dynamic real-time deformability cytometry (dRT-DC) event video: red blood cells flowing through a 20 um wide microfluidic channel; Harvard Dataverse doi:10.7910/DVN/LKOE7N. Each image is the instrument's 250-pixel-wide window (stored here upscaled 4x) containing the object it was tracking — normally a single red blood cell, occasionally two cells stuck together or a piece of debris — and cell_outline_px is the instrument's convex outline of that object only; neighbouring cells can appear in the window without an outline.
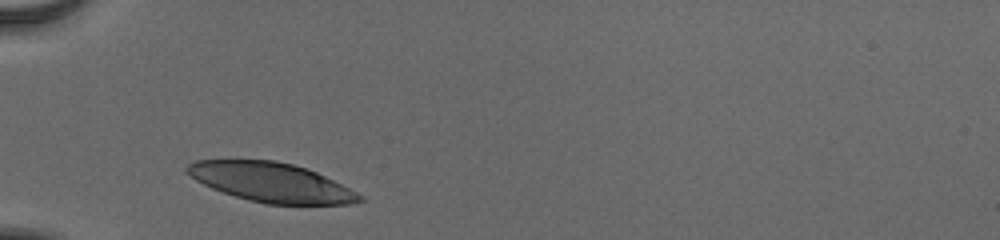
{"species": "human", "species_latin": "Homo sapiens", "temperature_condition": "cold", "stored_images_in_passage": 31, "camera_frame_rate_fps": 3000, "um_per_image_px": 0.085, "donor": {"sex": "male"}, "frame": {"image": 1, "passage_image": 1, "time_ms": 0.0, "image_size_px": [1000, 240], "cell_outline_px": [[364, 200], [348, 204], [268, 204], [248, 200], [212, 188], [196, 180], [184, 172], [184, 168], [188, 164], [196, 160], [276, 160], [292, 164], [316, 172], [364, 196]], "centroid_in_image_um": [23.01, 15.49], "position_along_channel_um": 62.0, "area_um2": 39.13}}
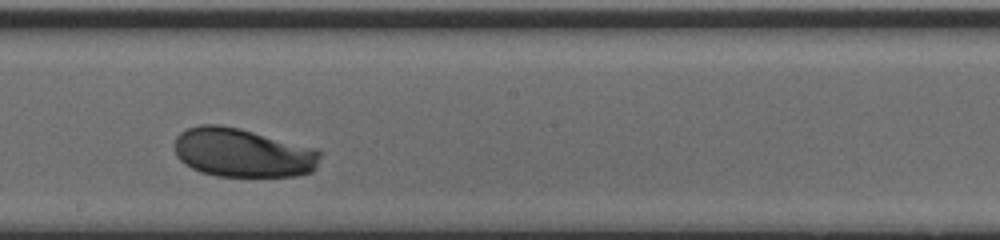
{"frame": {"image": 2, "passage_image": 15, "time_ms": 4.667, "image_size_px": [1000, 240], "cell_outline_px": [[320, 156], [316, 168], [312, 172], [296, 176], [216, 176], [200, 172], [184, 164], [176, 156], [176, 136], [180, 132], [188, 128], [200, 124], [220, 124], [240, 128], [316, 148], [320, 152]], "centroid_in_image_um": [20.62, 12.98], "position_along_channel_um": 227.6, "area_um2": 41.67}}
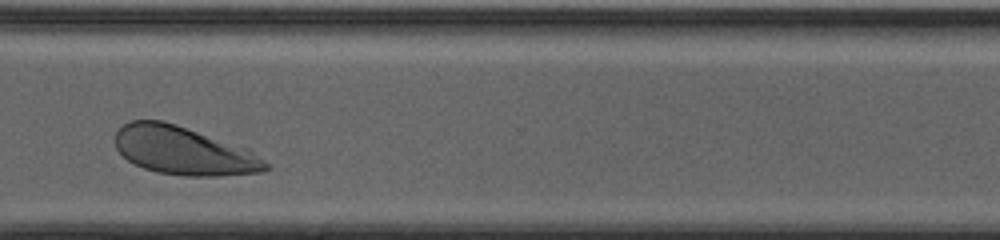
{"frame": {"image": 3, "passage_image": 25, "time_ms": 8.0, "image_size_px": [1000, 240], "cell_outline_px": [[272, 168], [264, 172], [216, 176], [184, 176], [156, 172], [144, 168], [128, 160], [116, 148], [116, 132], [124, 124], [132, 120], [160, 120], [176, 124], [248, 148], [264, 160]], "centroid_in_image_um": [15.65, 12.82], "position_along_channel_um": 355.0, "area_um2": 42.25}, "authors_computed_cell_mechanics": {"area_um2": 41.7894, "velocity_mm_per_s": 3.7924, "shape_relaxation_time_tau1_ms": 1.5066, "shape_relaxation_time_tau2_ms": null, "deformation_change_tau1": 0.1035, "deformation_change_tau2": null}}